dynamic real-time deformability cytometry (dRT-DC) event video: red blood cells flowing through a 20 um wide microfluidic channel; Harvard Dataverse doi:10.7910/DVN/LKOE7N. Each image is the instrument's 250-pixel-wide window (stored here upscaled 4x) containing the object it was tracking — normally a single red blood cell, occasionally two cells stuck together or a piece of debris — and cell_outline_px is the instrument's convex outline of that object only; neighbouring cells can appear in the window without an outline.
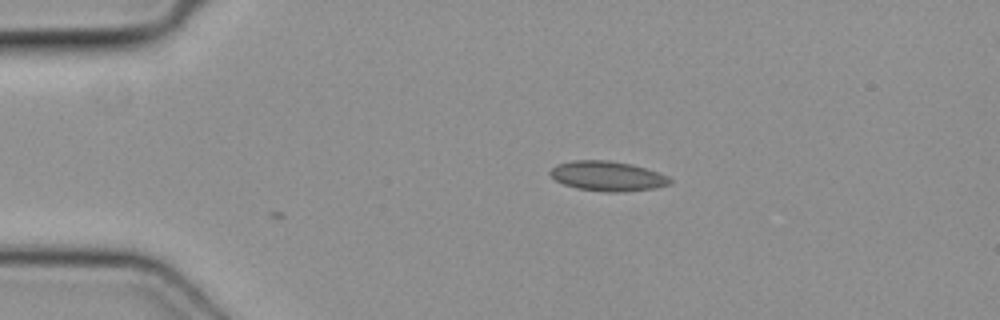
{"species": "common noctule bat (a hibernating species)", "species_latin": "Nyctalus noctula", "temperature_condition": "cold", "stored_images_in_passage": 2, "camera_frame_rate_fps": 3000, "um_per_image_px": 0.085, "animal": {"sex": "female", "body_mass_g": 19.3, "forearm_length_mm": 54.1}, "frame": {"image": 1, "passage_image": 2, "time_ms": 0.333, "image_size_px": [1000, 320], "cell_outline_px": [[672, 184], [656, 188], [616, 192], [608, 192], [576, 188], [564, 184], [556, 180], [548, 172], [556, 164], [572, 160], [608, 160], [632, 164], [668, 176], [672, 180]], "centroid_in_image_um": [51.63, 14.96], "position_along_channel_um": 33.4, "area_um2": 20.75}}